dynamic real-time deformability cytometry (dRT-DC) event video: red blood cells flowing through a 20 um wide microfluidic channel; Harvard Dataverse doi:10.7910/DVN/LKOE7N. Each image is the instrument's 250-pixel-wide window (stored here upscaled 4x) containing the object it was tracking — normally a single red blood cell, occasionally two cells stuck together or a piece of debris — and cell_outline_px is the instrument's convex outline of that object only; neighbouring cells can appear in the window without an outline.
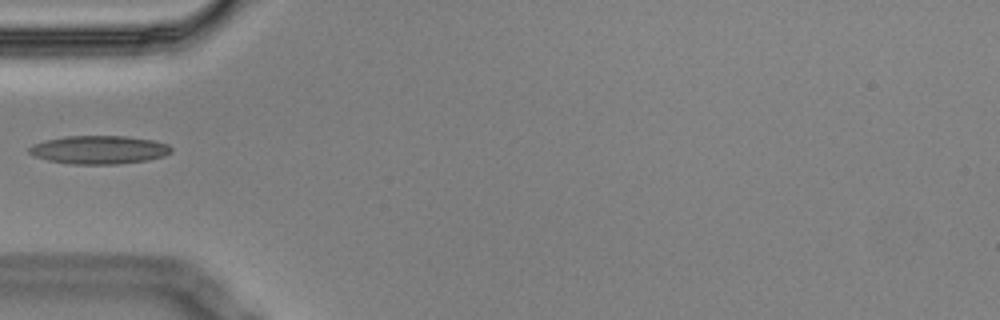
{"species": "Egyptian fruit bat (a non-hibernating species)", "species_latin": "Rousettus aegyptiacus", "temperature_condition": "cold", "stored_images_in_passage": 10, "camera_frame_rate_fps": 3000, "um_per_image_px": 0.085, "animal": {"sex": "male"}, "frame": {"image": 1, "passage_image": 1, "time_ms": 0.0, "image_size_px": [1000, 320], "cell_outline_px": [[172, 152], [164, 156], [148, 160], [116, 164], [72, 164], [48, 160], [32, 156], [28, 152], [28, 148], [32, 144], [44, 140], [64, 136], [124, 136], [156, 140], [168, 144], [172, 148]], "centroid_in_image_um": [8.41, 12.72], "position_along_channel_um": 76.6, "area_um2": 23.7}}
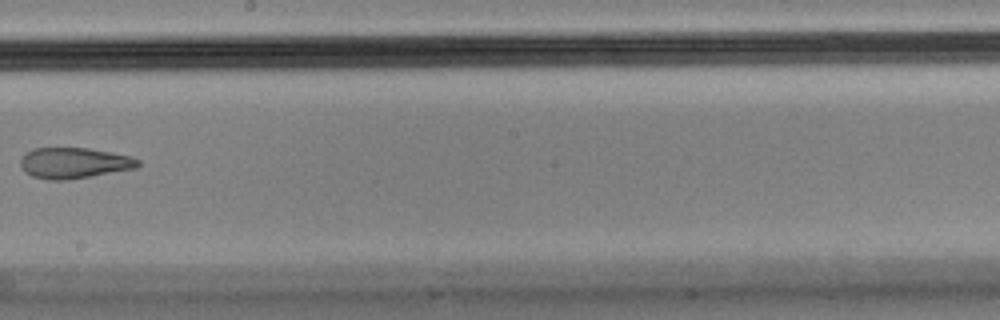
{"frame": {"image": 2, "passage_image": 5, "time_ms": 1.333, "image_size_px": [1000, 320], "cell_outline_px": [[140, 164], [136, 168], [92, 176], [68, 180], [48, 180], [32, 176], [24, 172], [20, 164], [20, 156], [24, 152], [32, 148], [88, 148], [132, 156], [140, 160]], "centroid_in_image_um": [6.26, 13.85], "position_along_channel_um": 241.9, "area_um2": 21.39}}
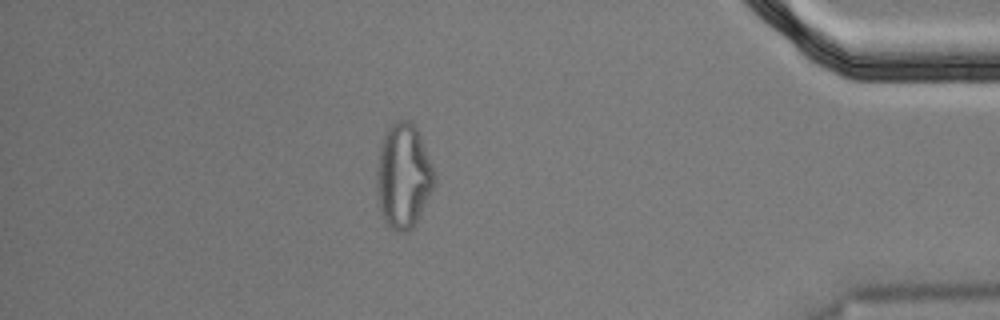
{"frame": {"image": 3, "passage_image": 10, "time_ms": 3.0, "image_size_px": [1000, 320], "cell_outline_px": [[436, 184], [416, 224], [412, 228], [404, 232], [396, 232], [388, 228], [384, 220], [380, 208], [376, 188], [376, 168], [380, 144], [384, 132], [396, 120], [408, 120], [416, 128], [420, 136], [436, 176]], "centroid_in_image_um": [34.28, 14.99], "position_along_channel_um": 400.9, "area_um2": 35.55}}